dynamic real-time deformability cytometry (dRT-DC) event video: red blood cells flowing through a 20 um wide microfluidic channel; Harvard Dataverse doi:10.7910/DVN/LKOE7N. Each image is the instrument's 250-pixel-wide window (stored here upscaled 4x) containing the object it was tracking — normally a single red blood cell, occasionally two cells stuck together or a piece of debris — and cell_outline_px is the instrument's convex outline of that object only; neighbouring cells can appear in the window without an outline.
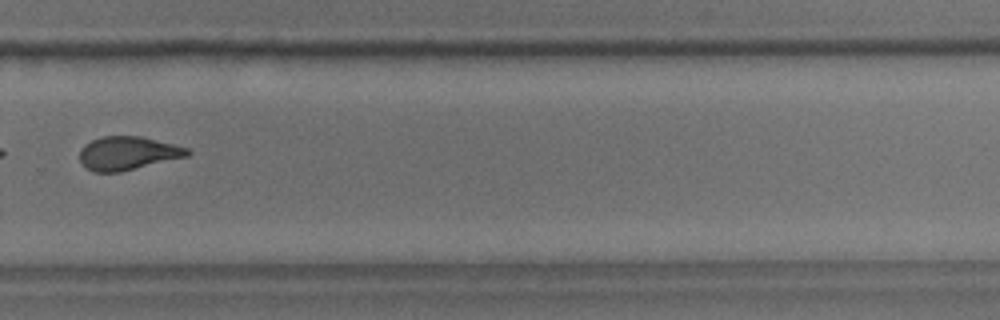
{"species": "common noctule bat (a hibernating species)", "species_latin": "Nyctalus noctula", "temperature_condition": "room temperature", "stored_images_in_passage": 8, "camera_frame_rate_fps": 3000, "um_per_image_px": 0.085, "animal": {"sex": "male", "body_mass_g": 18.8}, "frame": {"image": 1, "passage_image": 8, "time_ms": 8.0, "image_size_px": [1000, 320], "cell_outline_px": [[192, 152], [188, 156], [120, 172], [92, 172], [80, 160], [80, 148], [84, 144], [92, 140], [104, 136], [140, 136], [188, 148]], "centroid_in_image_um": [10.85, 13.02], "position_along_channel_um": 318.9, "area_um2": 20.87}}